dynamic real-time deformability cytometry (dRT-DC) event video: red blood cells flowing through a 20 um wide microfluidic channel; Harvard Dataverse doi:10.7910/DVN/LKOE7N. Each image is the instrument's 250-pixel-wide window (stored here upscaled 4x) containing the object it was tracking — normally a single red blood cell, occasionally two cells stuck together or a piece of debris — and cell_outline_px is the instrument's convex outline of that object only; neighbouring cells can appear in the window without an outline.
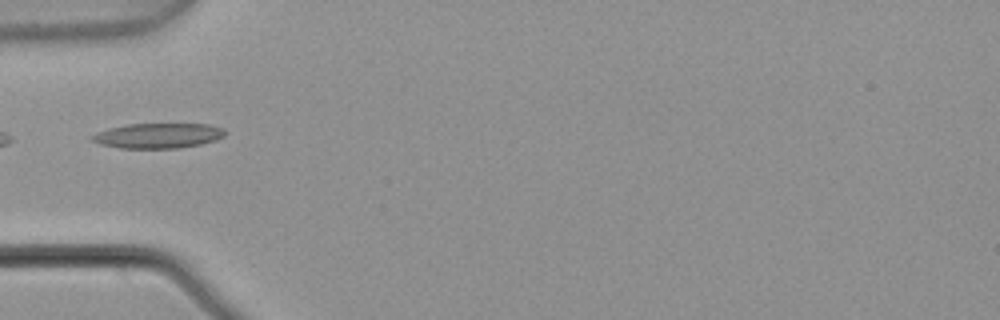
{"species": "common noctule bat (a hibernating species)", "species_latin": "Nyctalus noctula", "temperature_condition": "warm", "stored_images_in_passage": 1, "camera_frame_rate_fps": 3000, "um_per_image_px": 0.085, "animal": {"sex": "male", "body_mass_g": 21.5, "forearm_length_mm": 52.0}, "frame": {"image": 1, "passage_image": 1, "time_ms": 0.0, "image_size_px": [1000, 320], "cell_outline_px": [[224, 136], [216, 140], [200, 144], [180, 148], [120, 148], [100, 144], [92, 140], [88, 136], [108, 128], [128, 124], [208, 124], [224, 128]], "centroid_in_image_um": [13.42, 11.53], "position_along_channel_um": 71.6, "area_um2": 19.42}}